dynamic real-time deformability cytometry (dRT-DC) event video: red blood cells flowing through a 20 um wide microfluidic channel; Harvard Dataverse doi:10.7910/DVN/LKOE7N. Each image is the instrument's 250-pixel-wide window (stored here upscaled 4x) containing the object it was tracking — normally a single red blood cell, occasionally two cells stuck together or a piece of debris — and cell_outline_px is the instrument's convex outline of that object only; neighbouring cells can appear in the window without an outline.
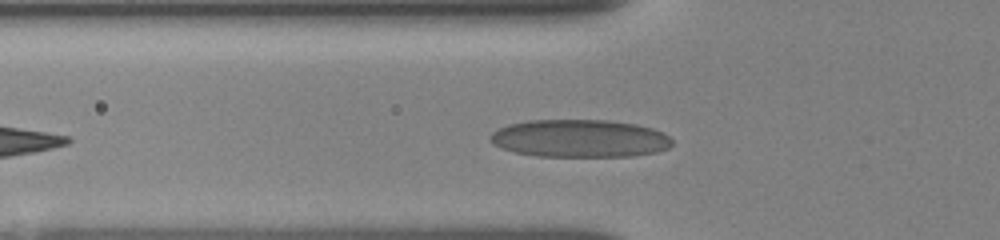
{"species": "human", "species_latin": "Homo sapiens", "temperature_condition": "room temperature", "stored_images_in_passage": 27, "camera_frame_rate_fps": 3000, "um_per_image_px": 0.085, "donor": {"sex": "female"}, "frame": {"image": 1, "passage_image": 5, "time_ms": 1.667, "image_size_px": [1000, 240], "cell_outline_px": [[672, 144], [668, 148], [656, 152], [632, 156], [536, 156], [516, 152], [500, 148], [492, 144], [488, 140], [488, 136], [492, 132], [508, 124], [528, 120], [608, 120], [636, 124], [652, 128], [668, 136], [672, 140]], "centroid_in_image_um": [49.23, 11.76], "position_along_channel_um": 76.6, "area_um2": 40.11}}
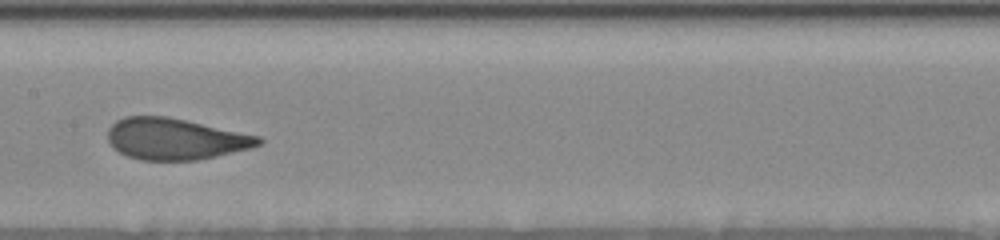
{"frame": {"image": 2, "passage_image": 13, "time_ms": 4.667, "image_size_px": [1000, 240], "cell_outline_px": [[264, 140], [260, 144], [252, 148], [216, 156], [196, 160], [140, 160], [128, 156], [112, 148], [108, 140], [108, 128], [116, 120], [124, 116], [168, 116], [260, 136]], "centroid_in_image_um": [14.89, 11.8], "position_along_channel_um": 192.5, "area_um2": 36.47}}
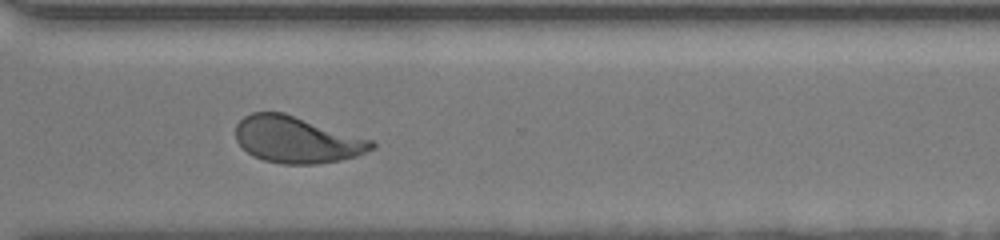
{"frame": {"image": 3, "passage_image": 24, "time_ms": 8.667, "image_size_px": [1000, 240], "cell_outline_px": [[376, 148], [356, 156], [340, 160], [316, 164], [284, 164], [264, 160], [248, 152], [236, 140], [236, 124], [244, 116], [252, 112], [284, 112], [372, 140], [376, 144]], "centroid_in_image_um": [25.24, 11.87], "position_along_channel_um": 345.4, "area_um2": 36.7}, "authors_computed_cell_mechanics": {"area_um2": 36.992, "velocity_mm_per_s": 3.8271, "shape_relaxation_time_tau1_ms": 4.1605, "shape_relaxation_time_tau2_ms": 0.7737, "deformation_change_tau1": 0.1698, "deformation_change_tau2": 0.083}}